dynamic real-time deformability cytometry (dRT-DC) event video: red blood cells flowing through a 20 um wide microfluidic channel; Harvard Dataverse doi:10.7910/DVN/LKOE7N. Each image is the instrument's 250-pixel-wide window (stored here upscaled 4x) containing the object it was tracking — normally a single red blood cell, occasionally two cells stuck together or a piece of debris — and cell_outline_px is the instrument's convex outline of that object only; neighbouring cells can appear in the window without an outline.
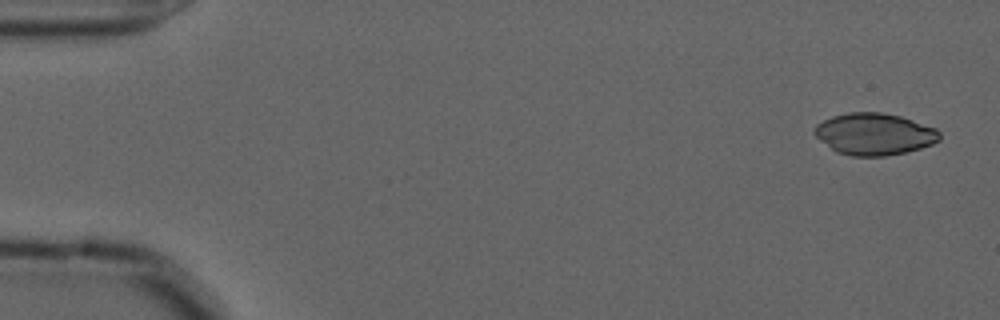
{"species": "common noctule bat (a hibernating species)", "species_latin": "Nyctalus noctula", "temperature_condition": "cold", "stored_images_in_passage": 55, "camera_frame_rate_fps": 3000, "um_per_image_px": 0.085, "animal": {"sex": "male", "forearm_length_mm": 52.5}, "frame": {"image": 1, "passage_image": 2, "time_ms": 0.333, "image_size_px": [1000, 320], "cell_outline_px": [[940, 140], [932, 144], [920, 148], [904, 152], [884, 156], [852, 156], [836, 152], [816, 136], [812, 132], [816, 124], [832, 116], [848, 112], [880, 112], [900, 116], [936, 128], [940, 132]], "centroid_in_image_um": [74.31, 11.39], "position_along_channel_um": 10.7, "area_um2": 30.4}}